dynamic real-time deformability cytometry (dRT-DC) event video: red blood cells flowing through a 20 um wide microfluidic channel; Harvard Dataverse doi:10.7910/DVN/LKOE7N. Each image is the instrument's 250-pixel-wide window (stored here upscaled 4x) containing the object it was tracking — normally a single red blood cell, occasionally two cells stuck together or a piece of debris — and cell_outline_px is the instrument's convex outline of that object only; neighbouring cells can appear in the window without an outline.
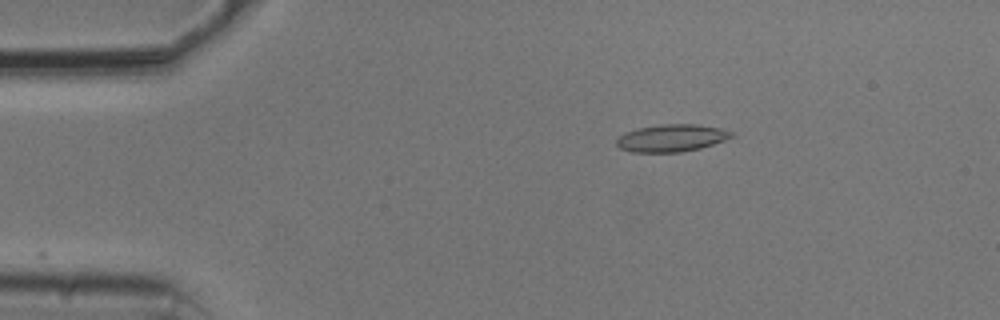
{"species": "common noctule bat (a hibernating species)", "species_latin": "Nyctalus noctula", "temperature_condition": "cold", "stored_images_in_passage": 22, "camera_frame_rate_fps": 3000, "um_per_image_px": 0.085, "animal": {"sex": "male", "body_mass_g": 20.5, "forearm_length_mm": 52.5}, "frame": {"image": 1, "passage_image": 1, "time_ms": 0.0, "image_size_px": [1000, 320], "cell_outline_px": [[736, 136], [700, 148], [680, 152], [632, 152], [620, 148], [616, 144], [616, 140], [624, 132], [640, 128], [660, 124], [696, 124], [720, 128], [732, 132]], "centroid_in_image_um": [57.08, 11.73], "position_along_channel_um": 27.9, "area_um2": 18.21}}
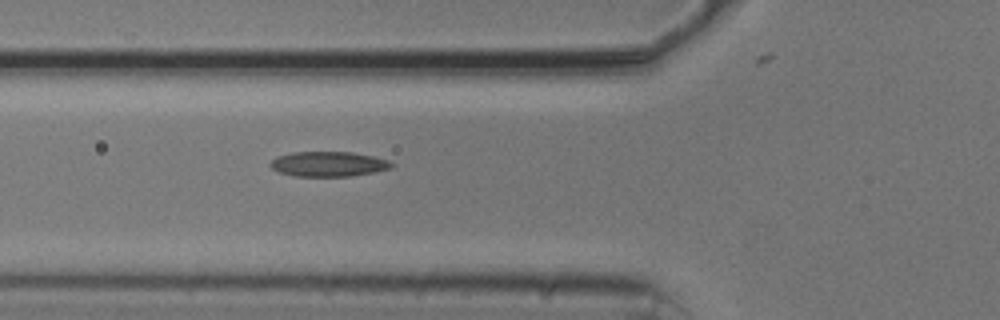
{"frame": {"image": 2, "passage_image": 11, "time_ms": 3.333, "image_size_px": [1000, 320], "cell_outline_px": [[396, 164], [392, 168], [352, 176], [296, 176], [280, 172], [272, 168], [268, 164], [276, 156], [292, 152], [352, 152], [372, 156], [388, 160]], "centroid_in_image_um": [27.92, 13.93], "position_along_channel_um": 97.9, "area_um2": 17.63}}
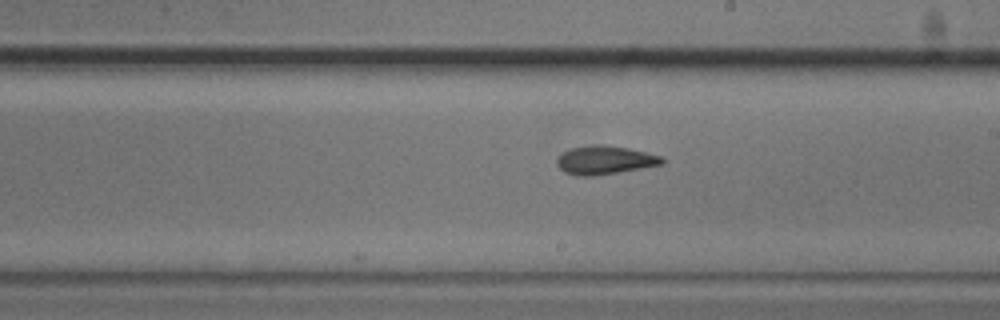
{"frame": {"image": 3, "passage_image": 22, "time_ms": 7.0, "image_size_px": [1000, 320], "cell_outline_px": [[668, 160], [664, 164], [592, 176], [580, 176], [564, 172], [556, 164], [556, 160], [568, 148], [592, 144], [600, 144], [628, 148], [660, 156]], "centroid_in_image_um": [51.4, 13.6], "position_along_channel_um": 237.6, "area_um2": 17.4}}